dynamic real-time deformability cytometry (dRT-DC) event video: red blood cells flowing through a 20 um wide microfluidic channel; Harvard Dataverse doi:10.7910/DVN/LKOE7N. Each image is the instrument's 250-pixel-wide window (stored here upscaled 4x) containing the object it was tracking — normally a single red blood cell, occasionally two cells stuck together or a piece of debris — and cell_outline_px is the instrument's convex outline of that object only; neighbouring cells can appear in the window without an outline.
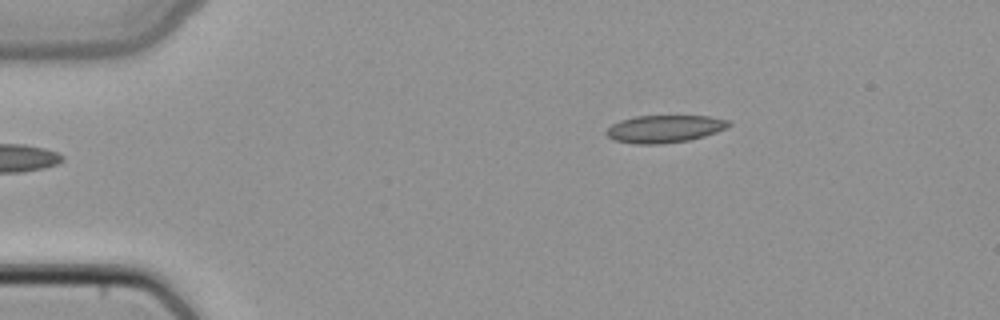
{"species": "common noctule bat (a hibernating species)", "species_latin": "Nyctalus noctula", "temperature_condition": "cold", "stored_images_in_passage": 41, "camera_frame_rate_fps": 3000, "um_per_image_px": 0.085, "animal": {"sex": "female", "body_mass_g": 22.7, "forearm_length_mm": 54.2}, "frame": {"image": 1, "passage_image": 1, "time_ms": 0.0, "image_size_px": [1000, 320], "cell_outline_px": [[732, 124], [716, 132], [704, 136], [688, 140], [660, 144], [636, 144], [612, 140], [604, 132], [612, 124], [620, 120], [636, 116], [708, 116], [728, 120]], "centroid_in_image_um": [56.44, 10.95], "position_along_channel_um": 28.6, "area_um2": 19.54}}
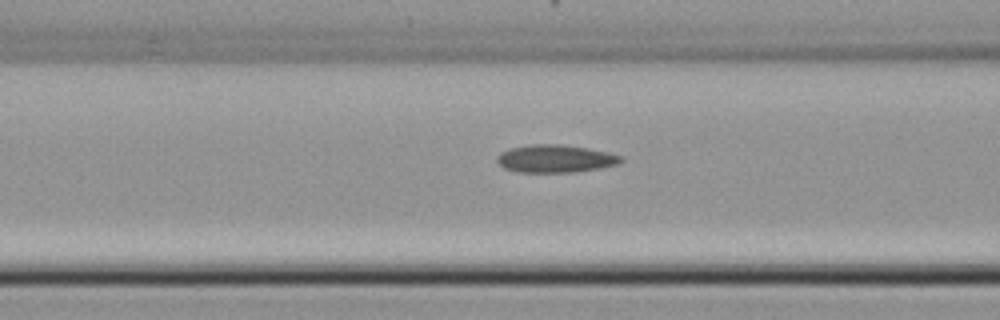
{"frame": {"image": 2, "passage_image": 12, "time_ms": 3.667, "image_size_px": [1000, 320], "cell_outline_px": [[624, 160], [620, 164], [600, 168], [572, 172], [520, 172], [504, 168], [496, 160], [496, 156], [500, 152], [508, 148], [532, 144], [560, 144], [588, 148], [608, 152], [624, 156]], "centroid_in_image_um": [47.23, 13.48], "position_along_channel_um": 119.4, "area_um2": 20.23}}
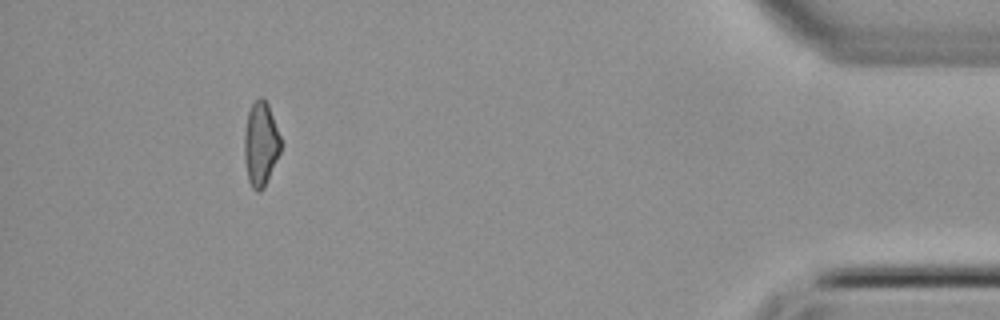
{"frame": {"image": 3, "passage_image": 37, "time_ms": 12.0, "image_size_px": [1000, 320], "cell_outline_px": [[280, 152], [264, 188], [260, 192], [256, 192], [252, 188], [248, 180], [244, 156], [244, 132], [248, 112], [252, 104], [260, 96], [264, 96], [268, 104], [280, 136]], "centroid_in_image_um": [22.14, 12.24], "position_along_channel_um": 413.1, "area_um2": 17.86}}